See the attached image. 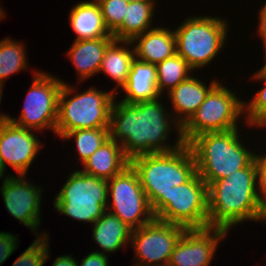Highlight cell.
<instances>
[{
    "label": "cell",
    "instance_id": "1",
    "mask_svg": "<svg viewBox=\"0 0 266 266\" xmlns=\"http://www.w3.org/2000/svg\"><path fill=\"white\" fill-rule=\"evenodd\" d=\"M161 98L134 104L115 99L111 109L109 137L123 147L130 160L142 154L170 152L185 144L180 125L171 112H166L169 110L163 106ZM171 126L177 132L173 146L166 141L170 131L174 130Z\"/></svg>",
    "mask_w": 266,
    "mask_h": 266
},
{
    "label": "cell",
    "instance_id": "2",
    "mask_svg": "<svg viewBox=\"0 0 266 266\" xmlns=\"http://www.w3.org/2000/svg\"><path fill=\"white\" fill-rule=\"evenodd\" d=\"M266 225V205L259 192V169L256 158L245 168L208 185L207 228L227 232L244 221Z\"/></svg>",
    "mask_w": 266,
    "mask_h": 266
},
{
    "label": "cell",
    "instance_id": "3",
    "mask_svg": "<svg viewBox=\"0 0 266 266\" xmlns=\"http://www.w3.org/2000/svg\"><path fill=\"white\" fill-rule=\"evenodd\" d=\"M130 164L138 173L154 216L168 204L172 187L189 182L197 174L195 158L188 144L170 152L136 156Z\"/></svg>",
    "mask_w": 266,
    "mask_h": 266
},
{
    "label": "cell",
    "instance_id": "4",
    "mask_svg": "<svg viewBox=\"0 0 266 266\" xmlns=\"http://www.w3.org/2000/svg\"><path fill=\"white\" fill-rule=\"evenodd\" d=\"M239 137V128H235L202 133L188 143L197 173L207 185L245 168L255 158L256 153L247 149Z\"/></svg>",
    "mask_w": 266,
    "mask_h": 266
},
{
    "label": "cell",
    "instance_id": "5",
    "mask_svg": "<svg viewBox=\"0 0 266 266\" xmlns=\"http://www.w3.org/2000/svg\"><path fill=\"white\" fill-rule=\"evenodd\" d=\"M74 89L78 88L63 82L55 134L62 138L67 132L78 129L109 128L111 109L116 98L113 90L101 91L90 87L74 94Z\"/></svg>",
    "mask_w": 266,
    "mask_h": 266
},
{
    "label": "cell",
    "instance_id": "6",
    "mask_svg": "<svg viewBox=\"0 0 266 266\" xmlns=\"http://www.w3.org/2000/svg\"><path fill=\"white\" fill-rule=\"evenodd\" d=\"M228 23L218 16H190L176 29V53L195 71L214 61L225 46Z\"/></svg>",
    "mask_w": 266,
    "mask_h": 266
},
{
    "label": "cell",
    "instance_id": "7",
    "mask_svg": "<svg viewBox=\"0 0 266 266\" xmlns=\"http://www.w3.org/2000/svg\"><path fill=\"white\" fill-rule=\"evenodd\" d=\"M107 193V180L77 169L55 195L54 208L67 217L93 224L106 211Z\"/></svg>",
    "mask_w": 266,
    "mask_h": 266
},
{
    "label": "cell",
    "instance_id": "8",
    "mask_svg": "<svg viewBox=\"0 0 266 266\" xmlns=\"http://www.w3.org/2000/svg\"><path fill=\"white\" fill-rule=\"evenodd\" d=\"M218 82L207 94L193 116L181 127L183 142L206 132H224L238 128L244 116V101Z\"/></svg>",
    "mask_w": 266,
    "mask_h": 266
},
{
    "label": "cell",
    "instance_id": "9",
    "mask_svg": "<svg viewBox=\"0 0 266 266\" xmlns=\"http://www.w3.org/2000/svg\"><path fill=\"white\" fill-rule=\"evenodd\" d=\"M63 82L54 75L35 70L20 118H12L10 115L8 121L25 129L43 132L47 128L55 133L58 100Z\"/></svg>",
    "mask_w": 266,
    "mask_h": 266
},
{
    "label": "cell",
    "instance_id": "10",
    "mask_svg": "<svg viewBox=\"0 0 266 266\" xmlns=\"http://www.w3.org/2000/svg\"><path fill=\"white\" fill-rule=\"evenodd\" d=\"M107 184L108 204L106 210L113 213L130 228H140L155 218L146 193L141 186L138 173L131 164L108 180Z\"/></svg>",
    "mask_w": 266,
    "mask_h": 266
},
{
    "label": "cell",
    "instance_id": "11",
    "mask_svg": "<svg viewBox=\"0 0 266 266\" xmlns=\"http://www.w3.org/2000/svg\"><path fill=\"white\" fill-rule=\"evenodd\" d=\"M155 218L186 229L207 228L208 185L197 173L189 182L172 187L168 204Z\"/></svg>",
    "mask_w": 266,
    "mask_h": 266
},
{
    "label": "cell",
    "instance_id": "12",
    "mask_svg": "<svg viewBox=\"0 0 266 266\" xmlns=\"http://www.w3.org/2000/svg\"><path fill=\"white\" fill-rule=\"evenodd\" d=\"M186 228L154 218L132 230L130 244L138 259L133 266H167L173 249Z\"/></svg>",
    "mask_w": 266,
    "mask_h": 266
},
{
    "label": "cell",
    "instance_id": "13",
    "mask_svg": "<svg viewBox=\"0 0 266 266\" xmlns=\"http://www.w3.org/2000/svg\"><path fill=\"white\" fill-rule=\"evenodd\" d=\"M25 175L8 174L3 179L1 194L7 211L21 222L36 237L47 235V233L38 232L41 224V201L43 200L42 188L26 180ZM40 187V188H39ZM41 233V234H40Z\"/></svg>",
    "mask_w": 266,
    "mask_h": 266
},
{
    "label": "cell",
    "instance_id": "14",
    "mask_svg": "<svg viewBox=\"0 0 266 266\" xmlns=\"http://www.w3.org/2000/svg\"><path fill=\"white\" fill-rule=\"evenodd\" d=\"M34 133V130L25 129L10 121L0 123V161L4 170L7 171L6 166H11L16 174L26 176L43 147Z\"/></svg>",
    "mask_w": 266,
    "mask_h": 266
},
{
    "label": "cell",
    "instance_id": "15",
    "mask_svg": "<svg viewBox=\"0 0 266 266\" xmlns=\"http://www.w3.org/2000/svg\"><path fill=\"white\" fill-rule=\"evenodd\" d=\"M226 235L228 232L219 228L186 229L167 266H209Z\"/></svg>",
    "mask_w": 266,
    "mask_h": 266
},
{
    "label": "cell",
    "instance_id": "16",
    "mask_svg": "<svg viewBox=\"0 0 266 266\" xmlns=\"http://www.w3.org/2000/svg\"><path fill=\"white\" fill-rule=\"evenodd\" d=\"M191 75L167 94L173 108L172 115L182 127L205 100L209 91L219 82L218 78L208 84ZM175 114V115H174Z\"/></svg>",
    "mask_w": 266,
    "mask_h": 266
},
{
    "label": "cell",
    "instance_id": "17",
    "mask_svg": "<svg viewBox=\"0 0 266 266\" xmlns=\"http://www.w3.org/2000/svg\"><path fill=\"white\" fill-rule=\"evenodd\" d=\"M131 43L136 59L154 65L176 54L174 29L168 27H154L135 36Z\"/></svg>",
    "mask_w": 266,
    "mask_h": 266
},
{
    "label": "cell",
    "instance_id": "18",
    "mask_svg": "<svg viewBox=\"0 0 266 266\" xmlns=\"http://www.w3.org/2000/svg\"><path fill=\"white\" fill-rule=\"evenodd\" d=\"M114 40V37L74 40L66 54L77 71L79 82L99 73L104 53Z\"/></svg>",
    "mask_w": 266,
    "mask_h": 266
},
{
    "label": "cell",
    "instance_id": "19",
    "mask_svg": "<svg viewBox=\"0 0 266 266\" xmlns=\"http://www.w3.org/2000/svg\"><path fill=\"white\" fill-rule=\"evenodd\" d=\"M122 89L126 95L121 101L129 104L159 98L161 94L157 90L156 65L134 58Z\"/></svg>",
    "mask_w": 266,
    "mask_h": 266
},
{
    "label": "cell",
    "instance_id": "20",
    "mask_svg": "<svg viewBox=\"0 0 266 266\" xmlns=\"http://www.w3.org/2000/svg\"><path fill=\"white\" fill-rule=\"evenodd\" d=\"M82 165L84 173L108 181L129 166L130 159L123 147L109 138Z\"/></svg>",
    "mask_w": 266,
    "mask_h": 266
},
{
    "label": "cell",
    "instance_id": "21",
    "mask_svg": "<svg viewBox=\"0 0 266 266\" xmlns=\"http://www.w3.org/2000/svg\"><path fill=\"white\" fill-rule=\"evenodd\" d=\"M92 225V238L101 247L93 252L108 255L130 244L133 229L108 210Z\"/></svg>",
    "mask_w": 266,
    "mask_h": 266
},
{
    "label": "cell",
    "instance_id": "22",
    "mask_svg": "<svg viewBox=\"0 0 266 266\" xmlns=\"http://www.w3.org/2000/svg\"><path fill=\"white\" fill-rule=\"evenodd\" d=\"M69 21L76 34L75 40L114 37L104 25L101 9L96 0L77 3L70 10Z\"/></svg>",
    "mask_w": 266,
    "mask_h": 266
},
{
    "label": "cell",
    "instance_id": "23",
    "mask_svg": "<svg viewBox=\"0 0 266 266\" xmlns=\"http://www.w3.org/2000/svg\"><path fill=\"white\" fill-rule=\"evenodd\" d=\"M131 46L132 49L128 48ZM135 58L131 41L114 40L106 49L99 69L116 82L113 92L120 93L118 87H123L129 77L131 64Z\"/></svg>",
    "mask_w": 266,
    "mask_h": 266
},
{
    "label": "cell",
    "instance_id": "24",
    "mask_svg": "<svg viewBox=\"0 0 266 266\" xmlns=\"http://www.w3.org/2000/svg\"><path fill=\"white\" fill-rule=\"evenodd\" d=\"M155 3V0L128 3L123 24L112 34L115 40L131 41L135 36L154 28Z\"/></svg>",
    "mask_w": 266,
    "mask_h": 266
},
{
    "label": "cell",
    "instance_id": "25",
    "mask_svg": "<svg viewBox=\"0 0 266 266\" xmlns=\"http://www.w3.org/2000/svg\"><path fill=\"white\" fill-rule=\"evenodd\" d=\"M194 71L177 53L156 65L157 90L165 95L179 83L189 78ZM191 73V74H190Z\"/></svg>",
    "mask_w": 266,
    "mask_h": 266
},
{
    "label": "cell",
    "instance_id": "26",
    "mask_svg": "<svg viewBox=\"0 0 266 266\" xmlns=\"http://www.w3.org/2000/svg\"><path fill=\"white\" fill-rule=\"evenodd\" d=\"M25 45L9 37L0 41V84L12 74L28 68Z\"/></svg>",
    "mask_w": 266,
    "mask_h": 266
},
{
    "label": "cell",
    "instance_id": "27",
    "mask_svg": "<svg viewBox=\"0 0 266 266\" xmlns=\"http://www.w3.org/2000/svg\"><path fill=\"white\" fill-rule=\"evenodd\" d=\"M74 137L78 161L83 164L110 138L109 128L78 129L67 132L62 139L66 141Z\"/></svg>",
    "mask_w": 266,
    "mask_h": 266
},
{
    "label": "cell",
    "instance_id": "28",
    "mask_svg": "<svg viewBox=\"0 0 266 266\" xmlns=\"http://www.w3.org/2000/svg\"><path fill=\"white\" fill-rule=\"evenodd\" d=\"M251 79L265 82L263 88L251 100L244 103L246 125L254 128H266V65L252 74Z\"/></svg>",
    "mask_w": 266,
    "mask_h": 266
},
{
    "label": "cell",
    "instance_id": "29",
    "mask_svg": "<svg viewBox=\"0 0 266 266\" xmlns=\"http://www.w3.org/2000/svg\"><path fill=\"white\" fill-rule=\"evenodd\" d=\"M48 236L36 237L33 243L14 261L12 266H44L50 257Z\"/></svg>",
    "mask_w": 266,
    "mask_h": 266
},
{
    "label": "cell",
    "instance_id": "30",
    "mask_svg": "<svg viewBox=\"0 0 266 266\" xmlns=\"http://www.w3.org/2000/svg\"><path fill=\"white\" fill-rule=\"evenodd\" d=\"M100 6L103 22L110 34L122 24L128 7L126 0H96Z\"/></svg>",
    "mask_w": 266,
    "mask_h": 266
},
{
    "label": "cell",
    "instance_id": "31",
    "mask_svg": "<svg viewBox=\"0 0 266 266\" xmlns=\"http://www.w3.org/2000/svg\"><path fill=\"white\" fill-rule=\"evenodd\" d=\"M18 245V238L13 233L0 232V265L16 251Z\"/></svg>",
    "mask_w": 266,
    "mask_h": 266
},
{
    "label": "cell",
    "instance_id": "32",
    "mask_svg": "<svg viewBox=\"0 0 266 266\" xmlns=\"http://www.w3.org/2000/svg\"><path fill=\"white\" fill-rule=\"evenodd\" d=\"M259 169V192L263 203L266 205V153L255 154Z\"/></svg>",
    "mask_w": 266,
    "mask_h": 266
},
{
    "label": "cell",
    "instance_id": "33",
    "mask_svg": "<svg viewBox=\"0 0 266 266\" xmlns=\"http://www.w3.org/2000/svg\"><path fill=\"white\" fill-rule=\"evenodd\" d=\"M108 255L90 252L86 257L81 260V263H78V266H108Z\"/></svg>",
    "mask_w": 266,
    "mask_h": 266
},
{
    "label": "cell",
    "instance_id": "34",
    "mask_svg": "<svg viewBox=\"0 0 266 266\" xmlns=\"http://www.w3.org/2000/svg\"><path fill=\"white\" fill-rule=\"evenodd\" d=\"M258 18H259V22H258L259 25L257 26L258 27L257 32L263 42V48H264L263 50L265 52L264 60H265L266 59V3L262 7V9H260Z\"/></svg>",
    "mask_w": 266,
    "mask_h": 266
},
{
    "label": "cell",
    "instance_id": "35",
    "mask_svg": "<svg viewBox=\"0 0 266 266\" xmlns=\"http://www.w3.org/2000/svg\"><path fill=\"white\" fill-rule=\"evenodd\" d=\"M73 255H62L54 259L51 266H78V261L72 258Z\"/></svg>",
    "mask_w": 266,
    "mask_h": 266
},
{
    "label": "cell",
    "instance_id": "36",
    "mask_svg": "<svg viewBox=\"0 0 266 266\" xmlns=\"http://www.w3.org/2000/svg\"><path fill=\"white\" fill-rule=\"evenodd\" d=\"M4 85H2V84H0V103H1V98H3L2 97V89L4 88L3 87ZM9 116H10V114L9 115H7V114H4V113H0V123H3V122H6V121H8V118H9Z\"/></svg>",
    "mask_w": 266,
    "mask_h": 266
},
{
    "label": "cell",
    "instance_id": "37",
    "mask_svg": "<svg viewBox=\"0 0 266 266\" xmlns=\"http://www.w3.org/2000/svg\"><path fill=\"white\" fill-rule=\"evenodd\" d=\"M4 176V177H2ZM7 176H5V170L3 169L2 165H1V161H0V179H5Z\"/></svg>",
    "mask_w": 266,
    "mask_h": 266
},
{
    "label": "cell",
    "instance_id": "38",
    "mask_svg": "<svg viewBox=\"0 0 266 266\" xmlns=\"http://www.w3.org/2000/svg\"><path fill=\"white\" fill-rule=\"evenodd\" d=\"M2 6L0 5V22L1 20H3L2 18H5L6 14L3 11V8H1ZM5 15V16H4Z\"/></svg>",
    "mask_w": 266,
    "mask_h": 266
},
{
    "label": "cell",
    "instance_id": "39",
    "mask_svg": "<svg viewBox=\"0 0 266 266\" xmlns=\"http://www.w3.org/2000/svg\"><path fill=\"white\" fill-rule=\"evenodd\" d=\"M128 3L137 2V1H144V0H126Z\"/></svg>",
    "mask_w": 266,
    "mask_h": 266
}]
</instances>
